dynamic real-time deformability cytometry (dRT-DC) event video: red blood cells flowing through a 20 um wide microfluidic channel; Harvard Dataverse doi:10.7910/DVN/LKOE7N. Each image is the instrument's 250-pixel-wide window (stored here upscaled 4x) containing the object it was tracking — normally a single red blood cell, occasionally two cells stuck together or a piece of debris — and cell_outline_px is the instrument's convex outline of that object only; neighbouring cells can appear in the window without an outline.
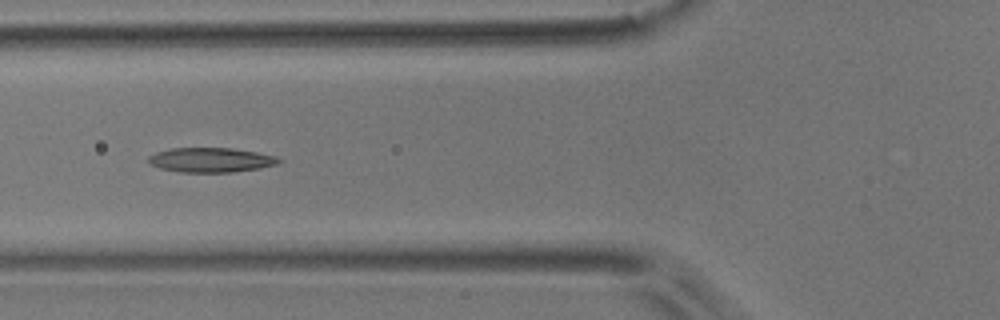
{"species": "common noctule bat (a hibernating species)", "species_latin": "Nyctalus noctula", "temperature_condition": "room temperature", "stored_images_in_passage": 6, "camera_frame_rate_fps": 3000, "um_per_image_px": 0.085, "animal": {"sex": "male", "body_mass_g": 17.9}, "frame": {"image": 1, "passage_image": 6, "time_ms": 1.667, "image_size_px": [1000, 320], "cell_outline_px": [[284, 160], [276, 164], [260, 168], [232, 172], [180, 172], [160, 168], [148, 164], [148, 156], [156, 152], [172, 148], [232, 148], [256, 152], [276, 156]], "centroid_in_image_um": [17.91, 13.59], "position_along_channel_um": 107.9, "area_um2": 18.73}}